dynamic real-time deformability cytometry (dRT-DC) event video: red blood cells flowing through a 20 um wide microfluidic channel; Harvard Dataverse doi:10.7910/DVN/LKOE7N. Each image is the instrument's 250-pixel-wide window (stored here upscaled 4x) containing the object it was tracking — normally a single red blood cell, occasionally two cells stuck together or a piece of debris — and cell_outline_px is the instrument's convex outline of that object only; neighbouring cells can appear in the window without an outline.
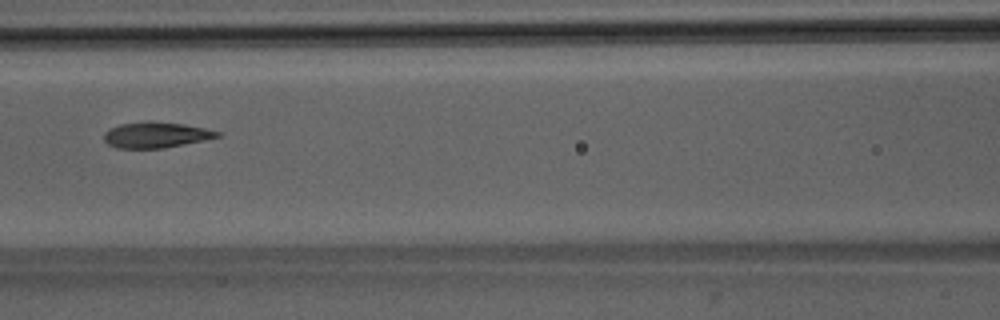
{"species": "Egyptian fruit bat (a non-hibernating species)", "species_latin": "Rousettus aegyptiacus", "temperature_condition": "room temperature", "stored_images_in_passage": 30, "camera_frame_rate_fps": 3000, "um_per_image_px": 0.085, "animal": {"sex": "male"}, "frame": {"image": 1, "passage_image": 9, "time_ms": 2.667, "image_size_px": [1000, 320], "cell_outline_px": [[212, 136], [176, 144], [152, 148], [132, 148], [116, 144], [108, 140], [108, 132], [116, 128], [132, 124], [172, 124], [196, 128], [212, 132]], "centroid_in_image_um": [13.16, 11.5], "position_along_channel_um": 153.4, "area_um2": 13.41}}
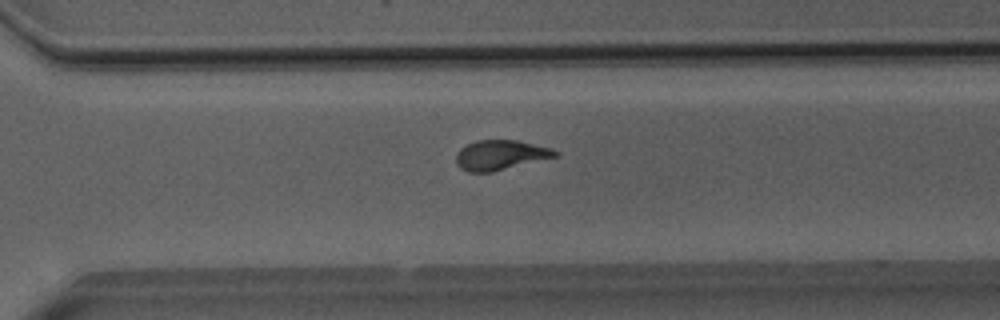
{"frame": {"image": 2, "passage_image": 22, "time_ms": 7.0, "image_size_px": [1000, 320], "cell_outline_px": [[556, 152], [552, 156], [496, 168], [464, 168], [460, 164], [460, 152], [464, 148], [472, 144], [488, 140], [508, 140], [544, 148]], "centroid_in_image_um": [42.53, 13.1], "position_along_channel_um": 328.1, "area_um2": 13.76}}
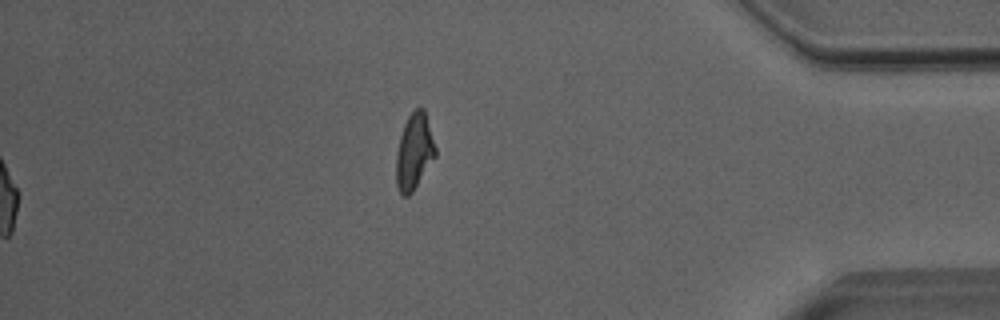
{"frame": {"image": 3, "passage_image": 30, "time_ms": 9.667, "image_size_px": [1000, 320], "cell_outline_px": [[436, 152], [412, 188], [408, 192], [404, 192], [400, 188], [400, 144], [404, 128], [412, 112], [420, 108], [424, 112]], "centroid_in_image_um": [35.28, 12.73], "position_along_channel_um": 399.9, "area_um2": 14.16}, "authors_computed_cell_mechanics": {"area_um2": 13.3807, "velocity_mm_per_s": 4.0467, "shape_relaxation_time_tau1_ms": null, "shape_relaxation_time_tau2_ms": 3.7091, "deformation_change_tau1": null, "deformation_change_tau2": 0.0787}}